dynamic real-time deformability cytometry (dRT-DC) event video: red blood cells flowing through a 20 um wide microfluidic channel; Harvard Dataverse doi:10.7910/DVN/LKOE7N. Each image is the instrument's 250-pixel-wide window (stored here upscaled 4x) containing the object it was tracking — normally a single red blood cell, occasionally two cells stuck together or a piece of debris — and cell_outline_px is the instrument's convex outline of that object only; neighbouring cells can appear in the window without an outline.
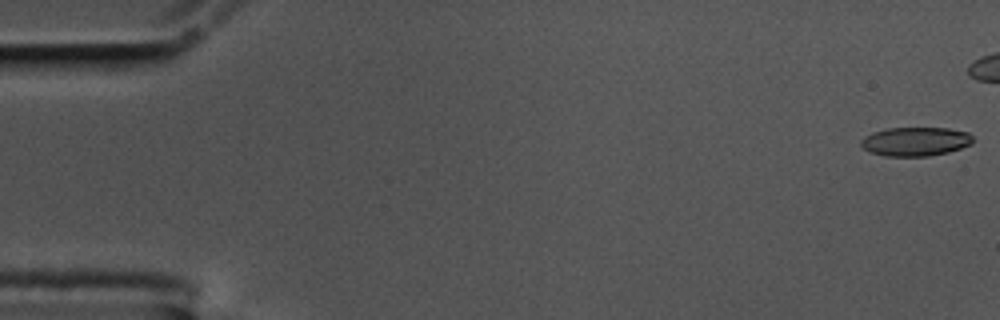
{"species": "common noctule bat (a hibernating species)", "species_latin": "Nyctalus noctula", "temperature_condition": "cold", "stored_images_in_passage": 46, "camera_frame_rate_fps": 3000, "um_per_image_px": 0.085, "animal": {"sex": "male", "body_mass_g": 17.5, "forearm_length_mm": 52.3}, "frame": {"image": 1, "passage_image": 1, "time_ms": 0.0, "image_size_px": [1000, 320], "cell_outline_px": [[972, 144], [948, 152], [928, 156], [884, 156], [872, 152], [864, 148], [860, 144], [860, 140], [864, 136], [872, 132], [888, 128], [948, 128], [968, 132], [972, 136]], "centroid_in_image_um": [77.8, 12.02], "position_along_channel_um": 7.2, "area_um2": 18.84}}
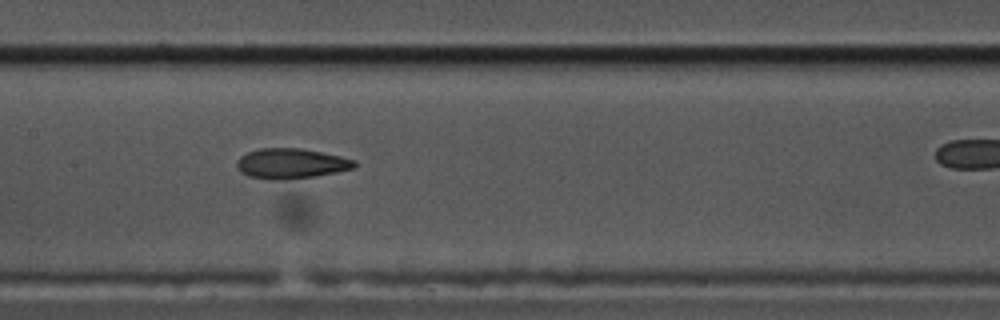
{"frame": {"image": 2, "passage_image": 28, "time_ms": 9.0, "image_size_px": [1000, 320], "cell_outline_px": [[356, 168], [316, 176], [280, 180], [272, 180], [248, 176], [240, 172], [236, 164], [236, 160], [240, 156], [248, 152], [260, 148], [300, 148], [340, 156], [356, 160]], "centroid_in_image_um": [24.73, 13.9], "position_along_channel_um": 182.7, "area_um2": 20.75}}
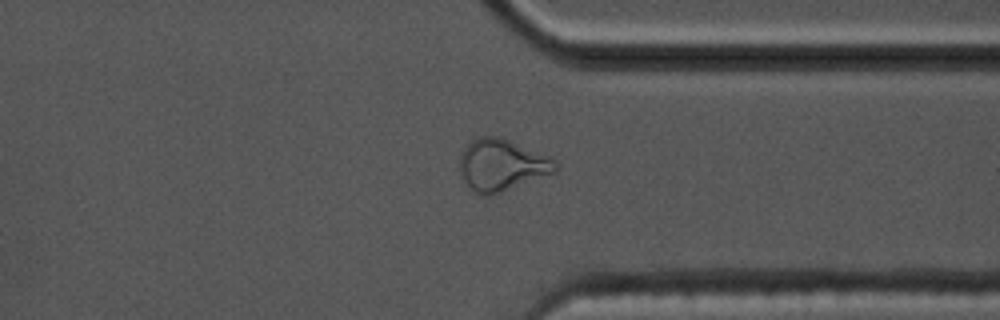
{"frame": {"image": 3, "passage_image": 44, "time_ms": 14.333, "image_size_px": [1000, 320], "cell_outline_px": [[556, 172], [492, 196], [484, 196], [468, 188], [460, 172], [460, 156], [464, 148], [472, 140], [480, 136], [496, 136], [508, 140], [552, 156], [556, 160]], "centroid_in_image_um": [42.66, 14.04], "position_along_channel_um": 368.7, "area_um2": 29.02}}